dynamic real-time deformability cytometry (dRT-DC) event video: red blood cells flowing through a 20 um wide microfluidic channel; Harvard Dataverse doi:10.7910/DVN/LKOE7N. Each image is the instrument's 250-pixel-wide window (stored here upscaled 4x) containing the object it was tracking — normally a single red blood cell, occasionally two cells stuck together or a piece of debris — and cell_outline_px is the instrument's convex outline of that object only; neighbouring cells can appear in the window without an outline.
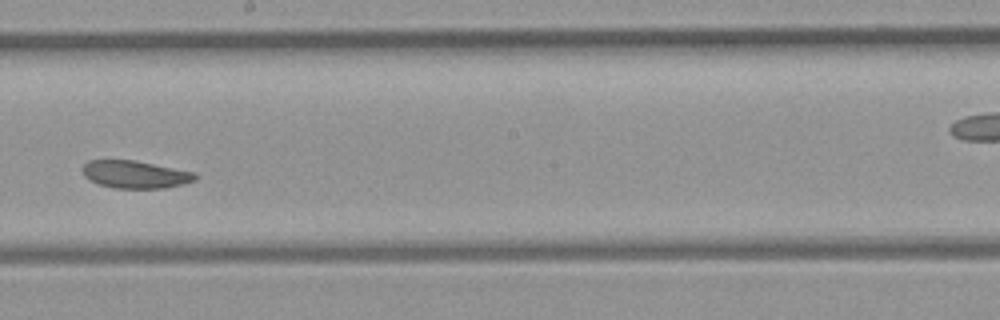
{"species": "common noctule bat (a hibernating species)", "species_latin": "Nyctalus noctula", "temperature_condition": "room temperature", "stored_images_in_passage": 32, "camera_frame_rate_fps": 3000, "um_per_image_px": 0.085, "animal": {"sex": "female", "body_mass_g": 21.9}, "frame": {"image": 1, "passage_image": 19, "time_ms": 6.0, "image_size_px": [1000, 320], "cell_outline_px": [[196, 180], [184, 184], [164, 188], [116, 188], [100, 184], [88, 180], [84, 176], [84, 164], [88, 160], [136, 160], [196, 172]], "centroid_in_image_um": [11.53, 14.82], "position_along_channel_um": 236.7, "area_um2": 18.15}}